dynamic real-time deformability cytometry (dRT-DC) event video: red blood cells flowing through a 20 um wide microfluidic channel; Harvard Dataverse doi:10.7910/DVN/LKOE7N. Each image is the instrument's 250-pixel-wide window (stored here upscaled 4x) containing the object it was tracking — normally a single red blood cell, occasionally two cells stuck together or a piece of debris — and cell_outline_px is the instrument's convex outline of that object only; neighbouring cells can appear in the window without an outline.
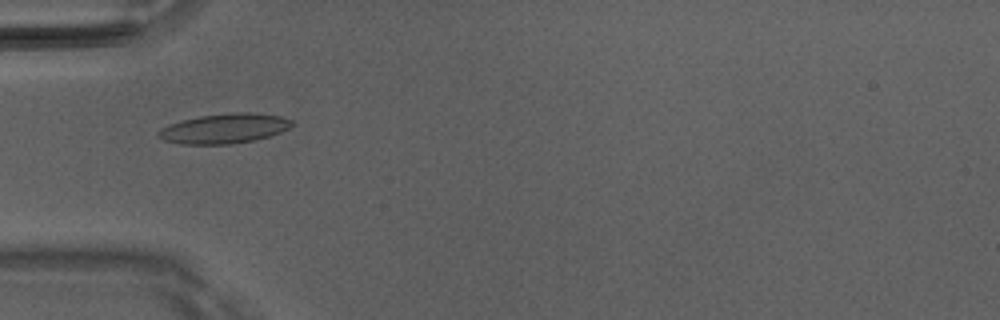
{"species": "Egyptian fruit bat (a non-hibernating species)", "species_latin": "Rousettus aegyptiacus", "temperature_condition": "room temperature", "stored_images_in_passage": 37, "camera_frame_rate_fps": 3000, "um_per_image_px": 0.085, "animal": {"sex": "male"}, "frame": {"image": 1, "passage_image": 3, "time_ms": 0.667, "image_size_px": [1000, 320], "cell_outline_px": [[296, 124], [280, 132], [268, 136], [252, 140], [232, 144], [180, 144], [164, 140], [156, 136], [156, 132], [160, 128], [168, 124], [200, 116], [232, 112], [252, 112], [280, 116], [292, 120]], "centroid_in_image_um": [19.04, 10.92], "position_along_channel_um": 66.0, "area_um2": 23.24}}
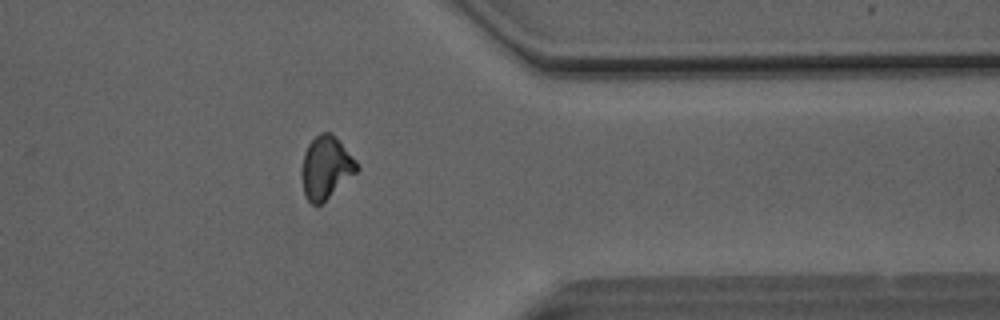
{"frame": {"image": 2, "passage_image": 27, "time_ms": 8.667, "image_size_px": [1000, 320], "cell_outline_px": [[360, 168], [356, 172], [320, 204], [312, 204], [304, 196], [300, 176], [304, 152], [308, 144], [320, 132], [332, 132], [360, 164]], "centroid_in_image_um": [27.69, 14.21], "position_along_channel_um": 383.7, "area_um2": 20.17}}
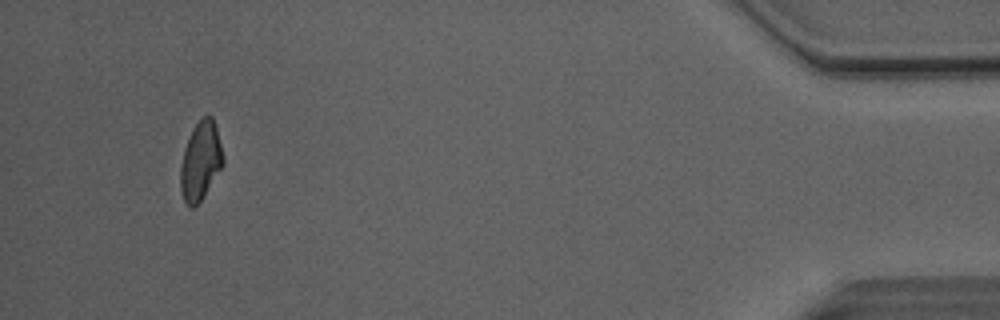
{"frame": {"image": 3, "passage_image": 34, "time_ms": 11.0, "image_size_px": [1000, 320], "cell_outline_px": [[224, 164], [200, 200], [192, 208], [184, 200], [180, 188], [180, 168], [184, 148], [192, 128], [204, 116], [212, 116], [216, 124], [224, 156]], "centroid_in_image_um": [17.05, 13.64], "position_along_channel_um": 418.1, "area_um2": 19.36}, "authors_computed_cell_mechanics": {"area_um2": 19.8832, "velocity_mm_per_s": 4.1274, "shape_relaxation_time_tau1_ms": 8.1803, "shape_relaxation_time_tau2_ms": 3.4922, "deformation_change_tau1": 0.1815, "deformation_change_tau2": 0.0938}}